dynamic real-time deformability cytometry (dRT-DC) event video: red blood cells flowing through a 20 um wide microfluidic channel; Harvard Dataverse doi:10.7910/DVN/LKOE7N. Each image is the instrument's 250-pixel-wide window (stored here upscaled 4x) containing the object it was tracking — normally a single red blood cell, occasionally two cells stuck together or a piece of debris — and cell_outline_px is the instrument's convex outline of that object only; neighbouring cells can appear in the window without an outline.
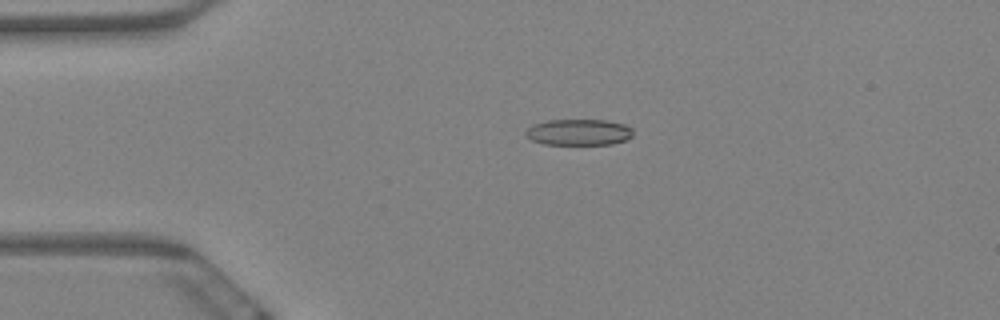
{"species": "Egyptian fruit bat (a non-hibernating species)", "species_latin": "Rousettus aegyptiacus", "temperature_condition": "warm", "stored_images_in_passage": 5, "camera_frame_rate_fps": 3000, "um_per_image_px": 0.085, "animal": {"sex": "female"}, "frame": {"image": 1, "passage_image": 4, "time_ms": 1.0, "image_size_px": [1000, 320], "cell_outline_px": [[632, 136], [624, 140], [612, 144], [544, 144], [532, 140], [524, 136], [524, 132], [532, 124], [548, 120], [608, 120], [624, 124], [632, 128]], "centroid_in_image_um": [49.16, 11.23], "position_along_channel_um": 35.8, "area_um2": 16.42}}